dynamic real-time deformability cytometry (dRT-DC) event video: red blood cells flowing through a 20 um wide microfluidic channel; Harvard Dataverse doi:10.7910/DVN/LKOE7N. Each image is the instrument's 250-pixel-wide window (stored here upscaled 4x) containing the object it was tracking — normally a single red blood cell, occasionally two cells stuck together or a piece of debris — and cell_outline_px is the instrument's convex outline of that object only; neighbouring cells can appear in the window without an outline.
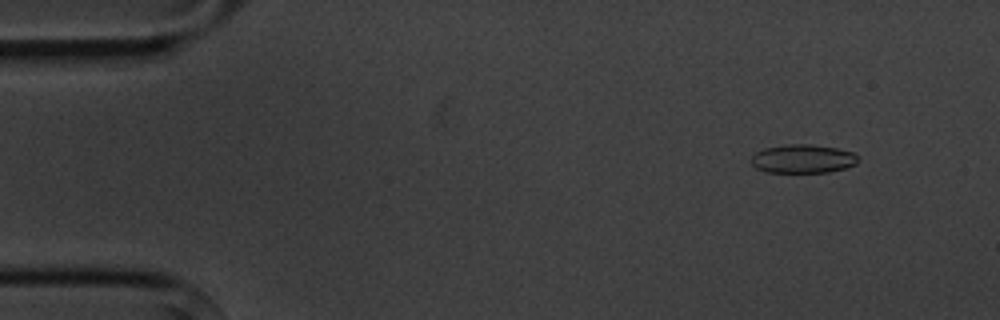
{"species": "common noctule bat (a hibernating species)", "species_latin": "Nyctalus noctula", "temperature_condition": "cold", "stored_images_in_passage": 6, "camera_frame_rate_fps": 3000, "um_per_image_px": 0.085, "animal": {"sex": "male", "body_mass_g": 20.1, "forearm_length_mm": 53.5}, "frame": {"image": 1, "passage_image": 2, "time_ms": 1.0, "image_size_px": [1000, 320], "cell_outline_px": [[860, 160], [856, 164], [844, 168], [828, 172], [768, 172], [756, 168], [752, 164], [752, 156], [756, 152], [764, 148], [784, 144], [808, 144], [836, 148], [852, 152]], "centroid_in_image_um": [68.23, 13.49], "position_along_channel_um": 16.8, "area_um2": 17.74}}
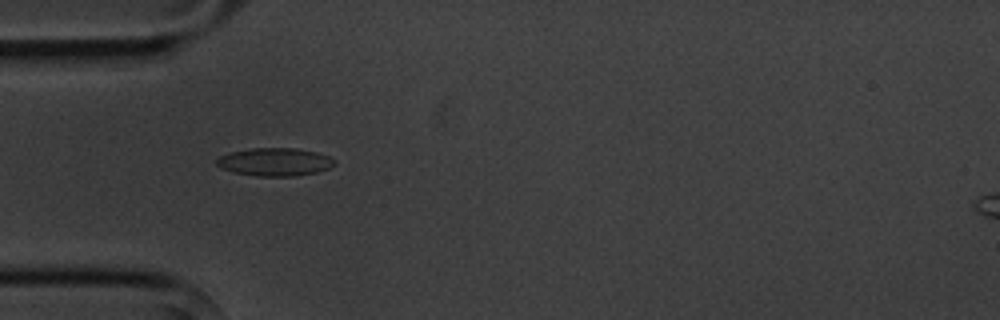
{"frame": {"image": 2, "passage_image": 5, "time_ms": 4.667, "image_size_px": [1000, 320], "cell_outline_px": [[336, 164], [328, 168], [316, 172], [296, 176], [256, 176], [232, 172], [220, 168], [216, 164], [216, 160], [220, 156], [232, 152], [252, 148], [296, 148], [316, 152], [328, 156], [336, 160]], "centroid_in_image_um": [23.36, 13.77], "position_along_channel_um": 61.6, "area_um2": 19.25}}
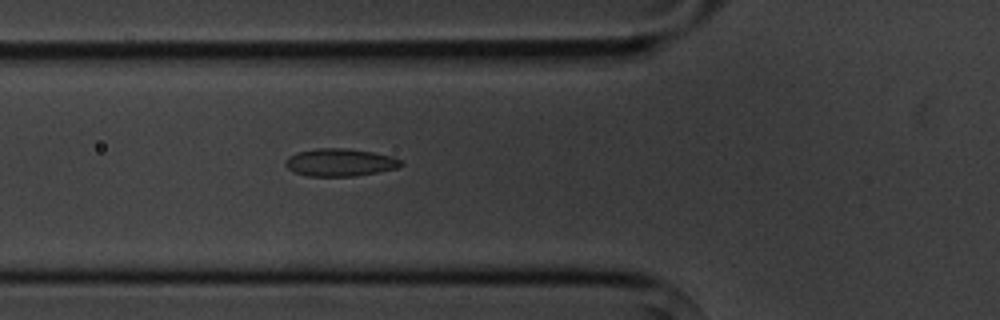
{"frame": {"image": 3, "passage_image": 6, "time_ms": 5.667, "image_size_px": [1000, 320], "cell_outline_px": [[404, 164], [396, 168], [356, 176], [308, 176], [296, 172], [288, 168], [284, 164], [284, 160], [288, 156], [296, 152], [316, 148], [348, 148], [372, 152], [392, 156], [404, 160]], "centroid_in_image_um": [28.9, 13.79], "position_along_channel_um": 96.9, "area_um2": 18.73}}